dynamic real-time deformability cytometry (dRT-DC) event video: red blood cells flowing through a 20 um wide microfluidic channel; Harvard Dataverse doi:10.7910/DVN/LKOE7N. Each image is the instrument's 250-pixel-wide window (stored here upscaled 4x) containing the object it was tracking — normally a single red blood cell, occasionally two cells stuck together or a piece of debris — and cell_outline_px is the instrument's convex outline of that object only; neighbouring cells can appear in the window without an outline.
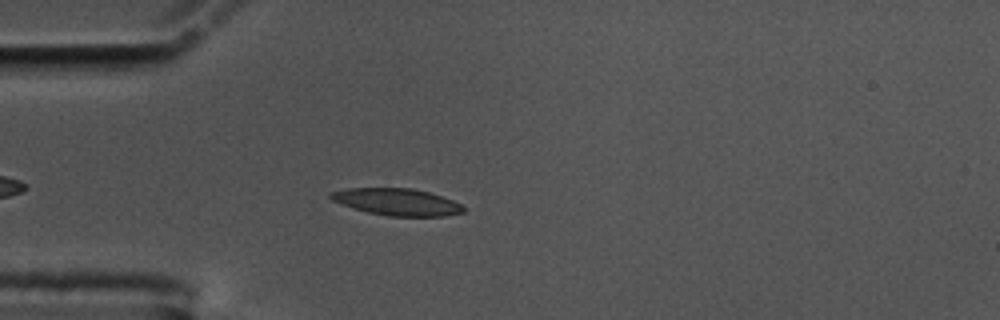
{"species": "common noctule bat (a hibernating species)", "species_latin": "Nyctalus noctula", "temperature_condition": "cold", "stored_images_in_passage": 45, "camera_frame_rate_fps": 3000, "um_per_image_px": 0.085, "animal": {"sex": "male", "body_mass_g": 17.5, "forearm_length_mm": 52.3}, "frame": {"image": 1, "passage_image": 4, "time_ms": 1.0, "image_size_px": [1000, 320], "cell_outline_px": [[464, 212], [444, 216], [388, 216], [368, 212], [352, 208], [332, 200], [328, 196], [328, 192], [348, 188], [412, 188], [428, 192], [452, 200], [460, 204], [464, 208]], "centroid_in_image_um": [33.7, 17.16], "position_along_channel_um": 51.3, "area_um2": 20.75}}
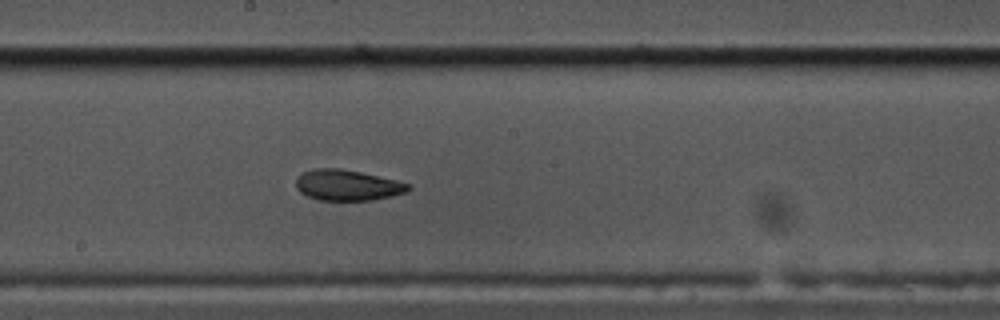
{"frame": {"image": 2, "passage_image": 19, "time_ms": 6.0, "image_size_px": [1000, 320], "cell_outline_px": [[412, 188], [408, 192], [392, 196], [372, 200], [320, 200], [308, 196], [300, 192], [296, 188], [296, 180], [304, 172], [312, 168], [340, 168], [360, 172], [396, 180], [412, 184]], "centroid_in_image_um": [29.57, 15.74], "position_along_channel_um": 218.6, "area_um2": 20.17}}
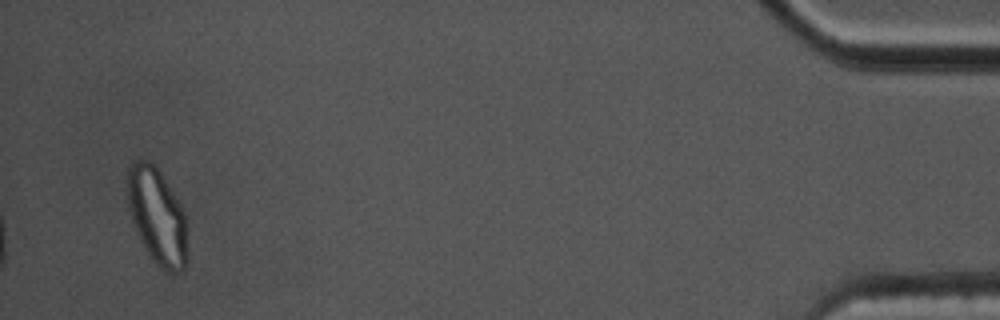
{"frame": {"image": 3, "passage_image": 43, "time_ms": 14.0, "image_size_px": [1000, 320], "cell_outline_px": [[188, 260], [184, 268], [180, 272], [168, 272], [160, 268], [152, 260], [144, 248], [136, 232], [128, 208], [128, 168], [132, 160], [148, 160], [160, 172], [176, 196], [184, 212], [188, 252]], "centroid_in_image_um": [13.37, 18.42], "position_along_channel_um": 421.8, "area_um2": 33.76}, "authors_computed_cell_mechanics": {"area_um2": 21.2126, "velocity_mm_per_s": 3.5478, "shape_relaxation_time_tau1_ms": null, "shape_relaxation_time_tau2_ms": 2.5887, "deformation_change_tau1": null, "deformation_change_tau2": 0.0817}}